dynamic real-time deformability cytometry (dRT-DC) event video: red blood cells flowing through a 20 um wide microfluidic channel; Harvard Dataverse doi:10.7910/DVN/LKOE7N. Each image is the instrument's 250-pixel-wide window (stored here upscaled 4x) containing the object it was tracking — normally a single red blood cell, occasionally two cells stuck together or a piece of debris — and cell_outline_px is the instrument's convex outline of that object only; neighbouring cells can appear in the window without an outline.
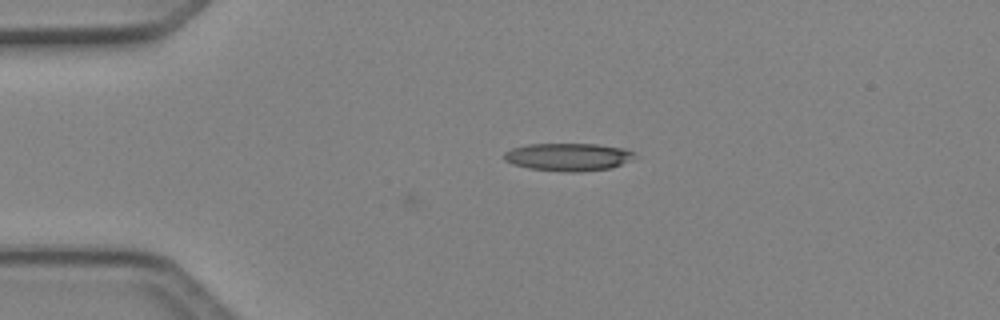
{"species": "Egyptian fruit bat (a non-hibernating species)", "species_latin": "Rousettus aegyptiacus", "temperature_condition": "cold", "stored_images_in_passage": 16, "camera_frame_rate_fps": 3000, "um_per_image_px": 0.085, "animal": {"sex": "female"}, "frame": {"image": 1, "passage_image": 16, "time_ms": 5.0, "image_size_px": [1000, 320], "cell_outline_px": [[640, 156], [612, 168], [580, 172], [564, 172], [528, 168], [512, 164], [504, 160], [504, 152], [512, 148], [528, 144], [596, 144], [624, 148], [636, 152]], "centroid_in_image_um": [48.34, 13.34], "position_along_channel_um": 36.7, "area_um2": 21.44}}